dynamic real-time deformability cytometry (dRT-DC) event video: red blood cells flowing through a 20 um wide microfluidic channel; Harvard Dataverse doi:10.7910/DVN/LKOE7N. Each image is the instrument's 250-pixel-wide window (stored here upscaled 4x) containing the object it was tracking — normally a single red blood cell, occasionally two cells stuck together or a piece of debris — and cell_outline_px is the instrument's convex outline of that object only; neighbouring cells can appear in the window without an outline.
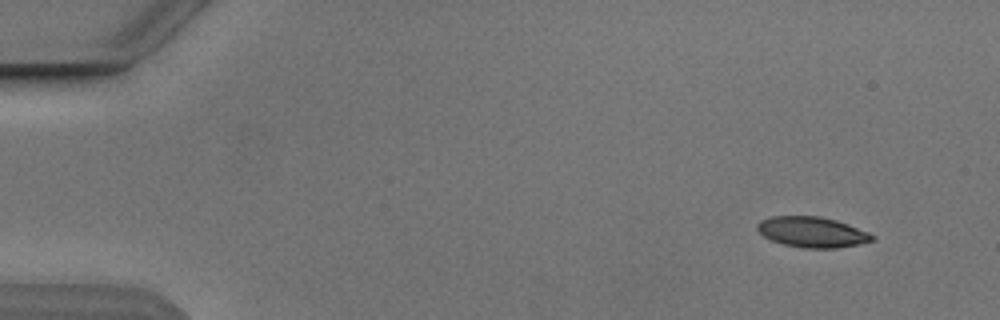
{"species": "Egyptian fruit bat (a non-hibernating species)", "species_latin": "Rousettus aegyptiacus", "temperature_condition": "cold", "stored_images_in_passage": 6, "camera_frame_rate_fps": 3000, "um_per_image_px": 0.085, "animal": {"sex": "male"}, "frame": {"image": 1, "passage_image": 1, "time_ms": 0.0, "image_size_px": [1000, 320], "cell_outline_px": [[876, 240], [860, 244], [836, 248], [804, 248], [784, 244], [772, 240], [764, 236], [756, 228], [756, 224], [760, 220], [772, 216], [820, 216], [836, 220], [848, 224], [868, 232], [876, 236]], "centroid_in_image_um": [69.06, 19.72], "position_along_channel_um": 15.9, "area_um2": 20.52}}
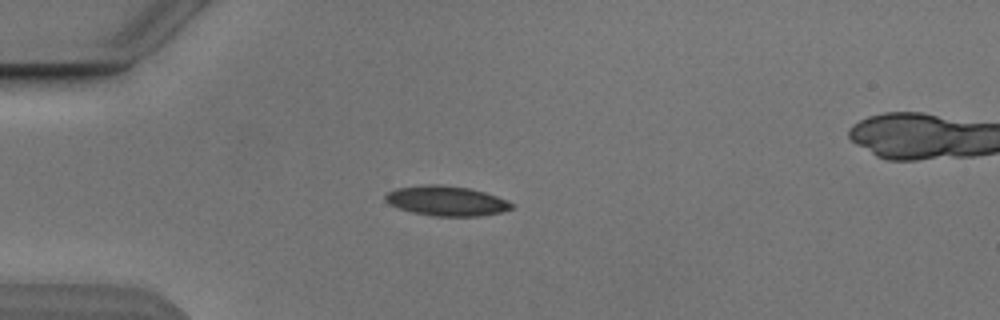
{"frame": {"image": 2, "passage_image": 4, "time_ms": 3.333, "image_size_px": [1000, 320], "cell_outline_px": [[516, 204], [512, 208], [500, 212], [480, 216], [432, 216], [412, 212], [396, 208], [388, 204], [384, 200], [384, 196], [388, 192], [396, 188], [428, 184], [440, 184], [468, 188], [484, 192], [496, 196]], "centroid_in_image_um": [37.91, 17.08], "position_along_channel_um": 47.1, "area_um2": 22.08}}
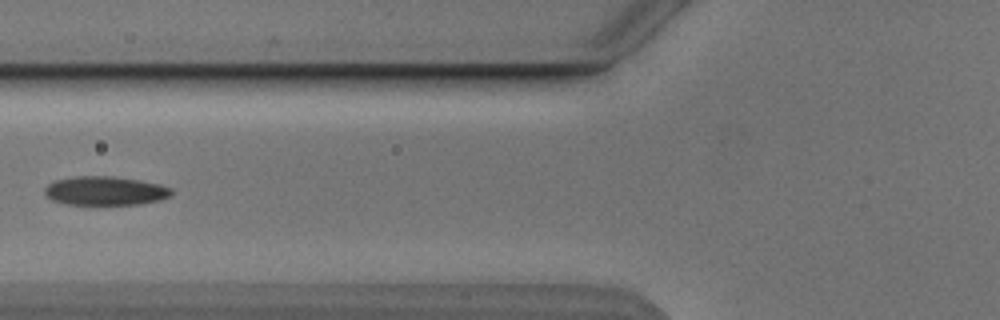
{"frame": {"image": 3, "passage_image": 6, "time_ms": 5.667, "image_size_px": [1000, 320], "cell_outline_px": [[172, 196], [160, 200], [140, 204], [64, 204], [52, 200], [44, 192], [44, 188], [48, 184], [56, 180], [72, 176], [112, 176], [160, 184], [172, 188]], "centroid_in_image_um": [8.95, 16.22], "position_along_channel_um": 116.9, "area_um2": 21.33}}